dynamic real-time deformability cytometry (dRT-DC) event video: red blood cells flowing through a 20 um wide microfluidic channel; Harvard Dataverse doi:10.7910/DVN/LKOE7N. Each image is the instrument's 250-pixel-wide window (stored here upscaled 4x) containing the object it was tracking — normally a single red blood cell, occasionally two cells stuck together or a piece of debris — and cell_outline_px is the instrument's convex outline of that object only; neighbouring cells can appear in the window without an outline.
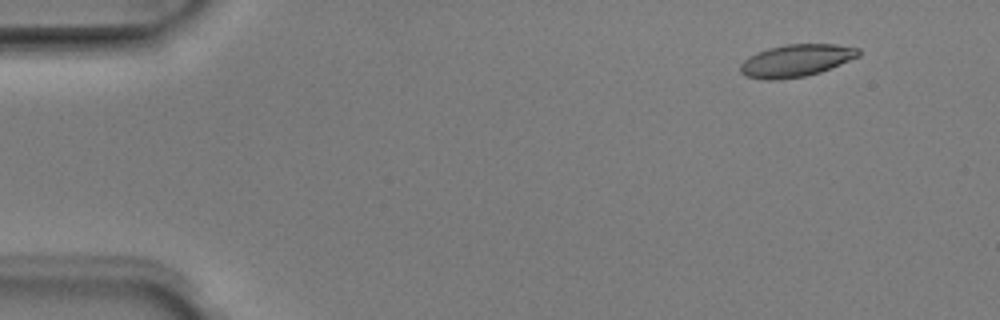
{"species": "Egyptian fruit bat (a non-hibernating species)", "species_latin": "Rousettus aegyptiacus", "temperature_condition": "room temperature", "stored_images_in_passage": 4, "camera_frame_rate_fps": 3000, "um_per_image_px": 0.085, "animal": {"sex": "male"}, "frame": {"image": 1, "passage_image": 2, "time_ms": 0.333, "image_size_px": [1000, 320], "cell_outline_px": [[860, 56], [820, 72], [804, 76], [776, 80], [764, 80], [748, 76], [740, 72], [740, 64], [748, 56], [756, 52], [768, 48], [784, 44], [836, 44], [860, 48]], "centroid_in_image_um": [67.66, 5.14], "position_along_channel_um": 17.3, "area_um2": 22.31}}
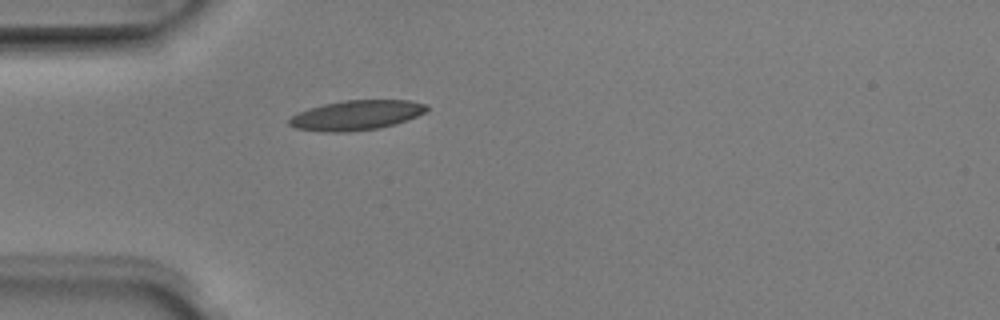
{"frame": {"image": 2, "passage_image": 4, "time_ms": 1.0, "image_size_px": [1000, 320], "cell_outline_px": [[428, 108], [424, 112], [416, 116], [396, 124], [380, 128], [348, 132], [328, 132], [296, 128], [288, 124], [288, 120], [292, 116], [308, 108], [324, 104], [344, 100], [408, 100], [428, 104]], "centroid_in_image_um": [30.3, 9.79], "position_along_channel_um": 54.7, "area_um2": 23.81}}